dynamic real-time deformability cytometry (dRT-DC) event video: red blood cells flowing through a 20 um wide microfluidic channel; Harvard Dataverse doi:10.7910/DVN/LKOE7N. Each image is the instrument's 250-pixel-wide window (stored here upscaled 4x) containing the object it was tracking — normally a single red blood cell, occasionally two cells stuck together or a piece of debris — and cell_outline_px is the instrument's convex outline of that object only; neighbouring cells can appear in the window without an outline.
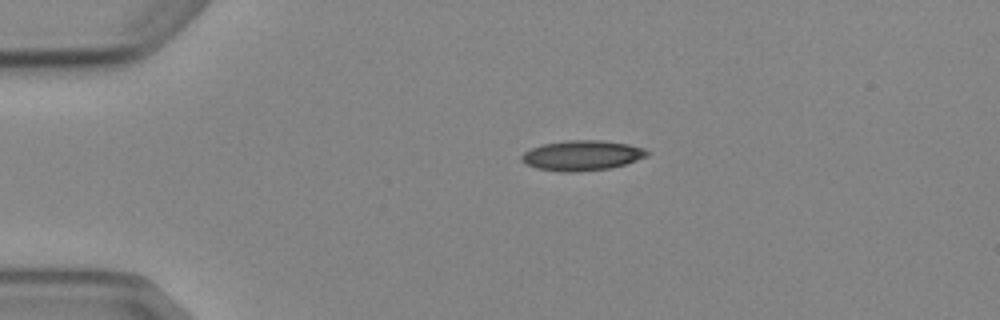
{"species": "Egyptian fruit bat (a non-hibernating species)", "species_latin": "Rousettus aegyptiacus", "temperature_condition": "cold", "stored_images_in_passage": 2, "camera_frame_rate_fps": 3000, "um_per_image_px": 0.085, "animal": {"sex": "female"}, "frame": {"image": 1, "passage_image": 1, "time_ms": 0.0, "image_size_px": [1000, 320], "cell_outline_px": [[648, 156], [612, 168], [572, 172], [564, 172], [536, 168], [520, 160], [520, 156], [524, 152], [540, 144], [568, 140], [600, 140], [628, 144], [644, 148], [648, 152]], "centroid_in_image_um": [49.45, 13.21], "position_along_channel_um": 35.5, "area_um2": 21.96}}